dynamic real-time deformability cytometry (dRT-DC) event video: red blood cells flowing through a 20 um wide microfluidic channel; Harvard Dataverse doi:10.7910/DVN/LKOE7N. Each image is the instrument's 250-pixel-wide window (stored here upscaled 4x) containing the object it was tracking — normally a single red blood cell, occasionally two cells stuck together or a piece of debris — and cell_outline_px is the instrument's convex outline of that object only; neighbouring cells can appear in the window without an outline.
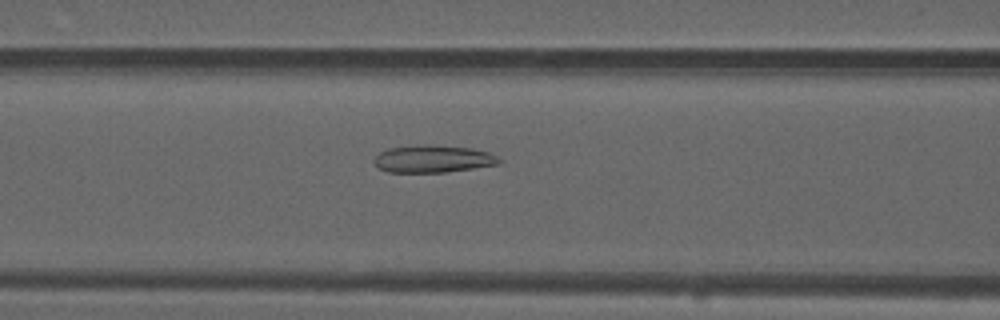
{"species": "common noctule bat (a hibernating species)", "species_latin": "Nyctalus noctula", "temperature_condition": "warm", "stored_images_in_passage": 47, "camera_frame_rate_fps": 3000, "um_per_image_px": 0.085, "animal": {"sex": "male", "forearm_length_mm": 52.5}, "frame": {"image": 1, "passage_image": 22, "time_ms": 7.0, "image_size_px": [1000, 320], "cell_outline_px": [[500, 164], [448, 172], [388, 172], [376, 168], [372, 160], [380, 152], [388, 148], [424, 144], [432, 144], [472, 148], [488, 152], [496, 156], [500, 160]], "centroid_in_image_um": [36.77, 13.5], "position_along_channel_um": 129.8, "area_um2": 20.17}}
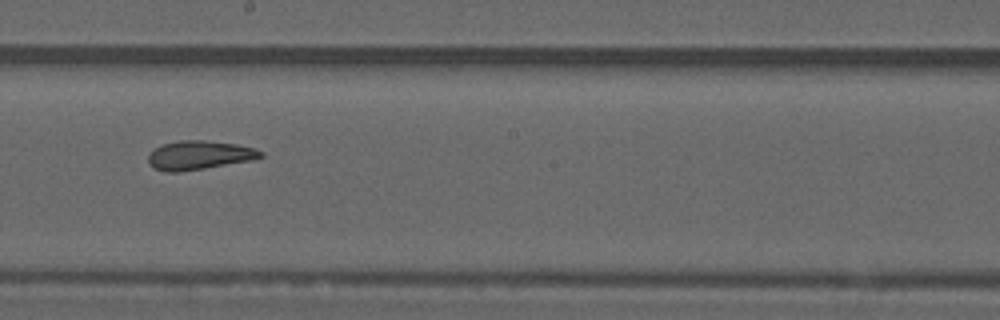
{"frame": {"image": 2, "passage_image": 30, "time_ms": 9.667, "image_size_px": [1000, 320], "cell_outline_px": [[264, 156], [252, 160], [180, 172], [164, 172], [152, 168], [148, 164], [148, 156], [152, 148], [160, 144], [180, 140], [204, 140], [236, 144], [256, 148], [264, 152]], "centroid_in_image_um": [16.89, 13.19], "position_along_channel_um": 231.3, "area_um2": 19.25}}
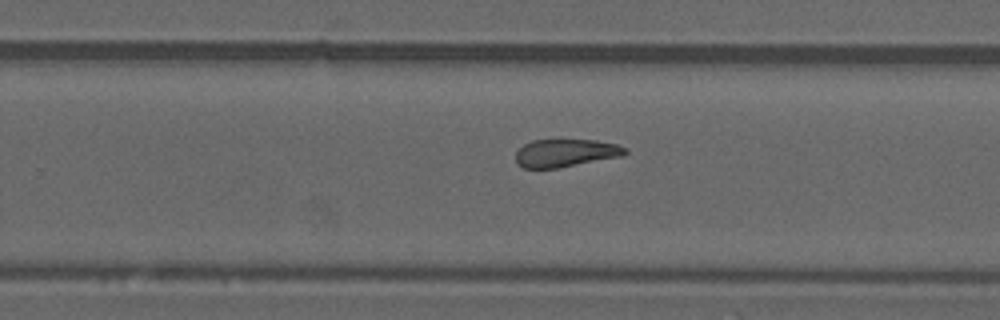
{"frame": {"image": 3, "passage_image": 34, "time_ms": 11.0, "image_size_px": [1000, 320], "cell_outline_px": [[628, 152], [624, 156], [556, 168], [524, 168], [516, 164], [516, 152], [524, 144], [532, 140], [596, 140], [616, 144], [628, 148]], "centroid_in_image_um": [48.1, 13.0], "position_along_channel_um": 281.7, "area_um2": 17.8}}